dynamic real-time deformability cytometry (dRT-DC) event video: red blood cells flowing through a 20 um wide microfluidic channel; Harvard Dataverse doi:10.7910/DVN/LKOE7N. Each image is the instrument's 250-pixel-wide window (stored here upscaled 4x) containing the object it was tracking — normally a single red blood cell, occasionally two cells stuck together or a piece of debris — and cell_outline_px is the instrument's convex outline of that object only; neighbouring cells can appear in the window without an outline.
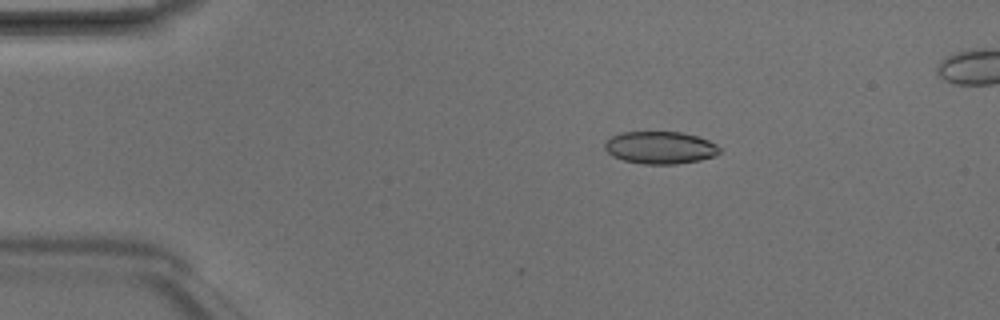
{"species": "Egyptian fruit bat (a non-hibernating species)", "species_latin": "Rousettus aegyptiacus", "temperature_condition": "room temperature", "stored_images_in_passage": 5, "camera_frame_rate_fps": 3000, "um_per_image_px": 0.085, "animal": {"sex": "male"}, "frame": {"image": 1, "passage_image": 3, "time_ms": 0.667, "image_size_px": [1000, 320], "cell_outline_px": [[720, 152], [716, 156], [700, 160], [676, 164], [644, 164], [624, 160], [612, 156], [604, 148], [604, 144], [612, 136], [624, 132], [680, 132], [696, 136], [708, 140], [716, 144], [720, 148]], "centroid_in_image_um": [56.13, 12.55], "position_along_channel_um": 28.9, "area_um2": 21.62}}